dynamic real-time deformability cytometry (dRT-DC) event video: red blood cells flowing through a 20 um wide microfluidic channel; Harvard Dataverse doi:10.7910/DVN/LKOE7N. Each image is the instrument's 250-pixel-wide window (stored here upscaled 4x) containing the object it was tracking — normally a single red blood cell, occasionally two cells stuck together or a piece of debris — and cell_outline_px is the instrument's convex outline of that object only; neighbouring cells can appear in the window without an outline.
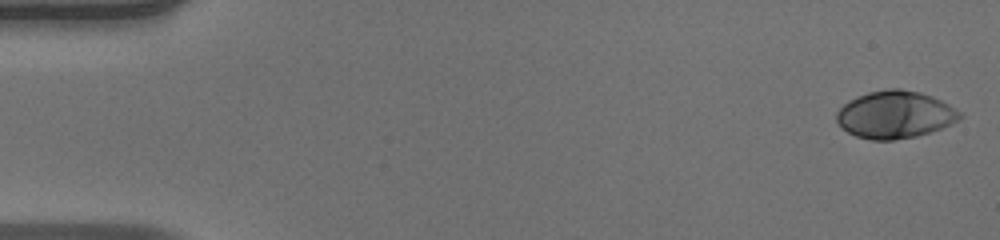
{"species": "human", "species_latin": "Homo sapiens", "temperature_condition": "warm", "stored_images_in_passage": 51, "camera_frame_rate_fps": 3000, "um_per_image_px": 0.085, "donor": {"sex": "male"}, "frame": {"image": 1, "passage_image": 1, "time_ms": 0.0, "image_size_px": [1000, 240], "cell_outline_px": [[964, 116], [940, 128], [916, 136], [892, 140], [872, 140], [856, 136], [840, 128], [836, 120], [836, 112], [848, 100], [856, 96], [868, 92], [888, 88], [900, 88], [920, 92], [932, 96], [940, 100], [960, 112]], "centroid_in_image_um": [76.01, 9.73], "position_along_channel_um": 9.0, "area_um2": 33.93}}
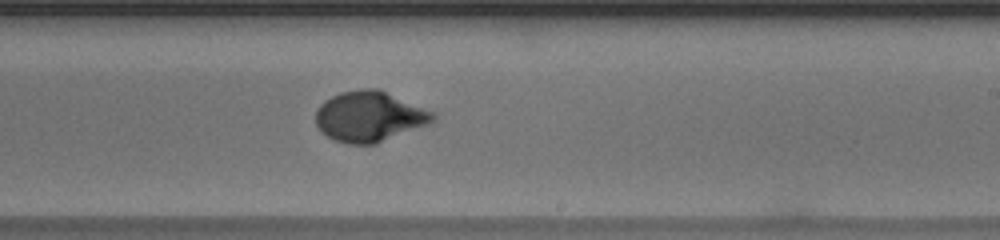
{"frame": {"image": 2, "passage_image": 31, "time_ms": 10.0, "image_size_px": [1000, 240], "cell_outline_px": [[436, 120], [428, 124], [376, 144], [348, 144], [336, 140], [320, 132], [316, 124], [316, 108], [324, 100], [340, 92], [360, 88], [380, 88], [436, 112]], "centroid_in_image_um": [31.42, 9.88], "position_along_channel_um": 257.6, "area_um2": 34.97}}
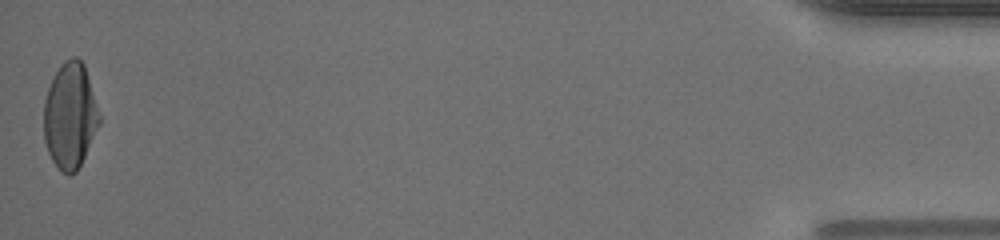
{"frame": {"image": 3, "passage_image": 51, "time_ms": 16.667, "image_size_px": [1000, 240], "cell_outline_px": [[100, 124], [76, 172], [68, 176], [52, 160], [48, 152], [44, 140], [44, 100], [48, 88], [60, 64], [64, 60], [72, 56], [76, 56], [84, 64], [100, 116]], "centroid_in_image_um": [5.94, 9.82], "position_along_channel_um": 429.3, "area_um2": 33.93}, "authors_computed_cell_mechanics": {"area_um2": 33.3506, "velocity_mm_per_s": 3.9961, "shape_relaxation_time_tau1_ms": 6.8084, "shape_relaxation_time_tau2_ms": null, "deformation_change_tau1": 0.2845, "deformation_change_tau2": null}}